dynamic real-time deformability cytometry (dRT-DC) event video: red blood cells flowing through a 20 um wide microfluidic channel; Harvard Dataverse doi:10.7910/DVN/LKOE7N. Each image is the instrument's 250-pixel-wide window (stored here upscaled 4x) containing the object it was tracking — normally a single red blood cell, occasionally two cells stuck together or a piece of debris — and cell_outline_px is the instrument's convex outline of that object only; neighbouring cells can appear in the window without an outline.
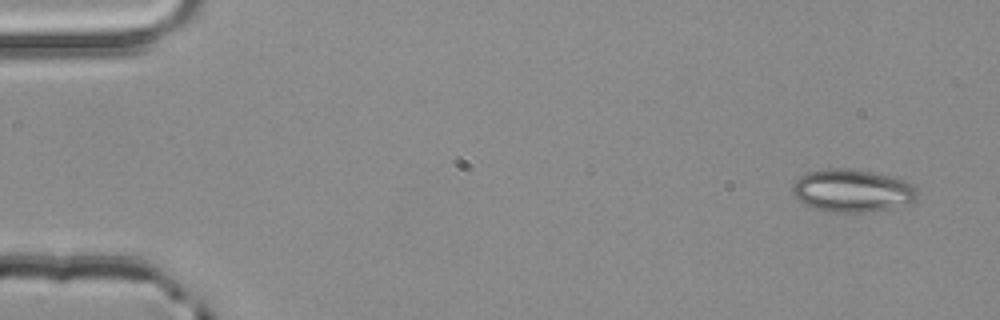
{"species": "common noctule bat (a hibernating species)", "species_latin": "Nyctalus noctula", "temperature_condition": "room temperature", "stored_images_in_passage": 3, "camera_frame_rate_fps": 3000, "um_per_image_px": 0.085, "animal": {"sex": "male", "body_mass_g": 20.4}, "frame": {"image": 1, "passage_image": 1, "time_ms": 0.0, "image_size_px": [1000, 320], "cell_outline_px": [[916, 200], [908, 204], [888, 208], [860, 212], [836, 212], [816, 208], [804, 204], [792, 192], [792, 184], [800, 176], [808, 172], [828, 168], [844, 168], [872, 172], [904, 180], [912, 184], [916, 188]], "centroid_in_image_um": [72.43, 16.19], "position_along_channel_um": 12.6, "area_um2": 30.63}}